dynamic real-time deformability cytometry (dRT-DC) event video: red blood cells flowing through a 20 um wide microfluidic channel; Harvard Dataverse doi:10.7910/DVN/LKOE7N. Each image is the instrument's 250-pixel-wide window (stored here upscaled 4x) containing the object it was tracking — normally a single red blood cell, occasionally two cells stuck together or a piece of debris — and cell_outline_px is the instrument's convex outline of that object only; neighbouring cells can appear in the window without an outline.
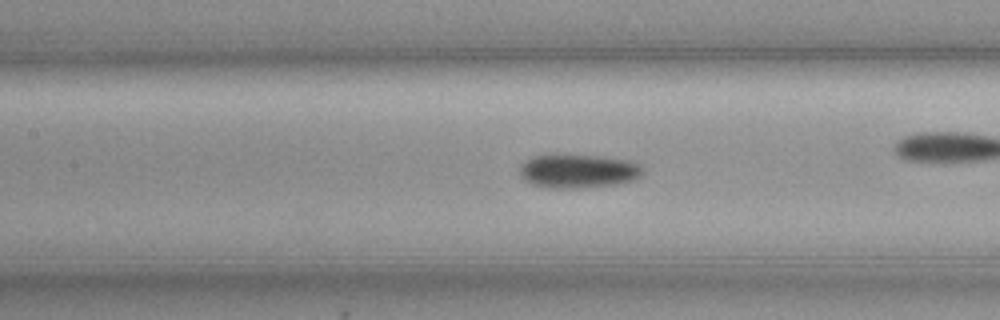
{"species": "common noctule bat (a hibernating species)", "species_latin": "Nyctalus noctula", "temperature_condition": "cold", "stored_images_in_passage": 48, "camera_frame_rate_fps": 3000, "um_per_image_px": 0.085, "animal": {"sex": "female", "body_mass_g": 19.3, "forearm_length_mm": 54.1}, "frame": {"image": 1, "passage_image": 21, "time_ms": 6.667, "image_size_px": [1000, 320], "cell_outline_px": [[644, 172], [636, 180], [616, 184], [584, 188], [548, 188], [532, 184], [524, 180], [520, 176], [520, 164], [536, 156], [600, 156], [632, 160], [640, 164], [644, 168]], "centroid_in_image_um": [49.22, 14.57], "position_along_channel_um": 158.2, "area_um2": 24.22}, "authors_computed_cell_mechanics": {"area_um2": 22.7154, "velocity_mm_per_s": 3.5566, "shape_relaxation_time_tau1_ms": 5.5138, "shape_relaxation_time_tau2_ms": null, "deformation_change_tau1": 0.0994, "deformation_change_tau2": null}}